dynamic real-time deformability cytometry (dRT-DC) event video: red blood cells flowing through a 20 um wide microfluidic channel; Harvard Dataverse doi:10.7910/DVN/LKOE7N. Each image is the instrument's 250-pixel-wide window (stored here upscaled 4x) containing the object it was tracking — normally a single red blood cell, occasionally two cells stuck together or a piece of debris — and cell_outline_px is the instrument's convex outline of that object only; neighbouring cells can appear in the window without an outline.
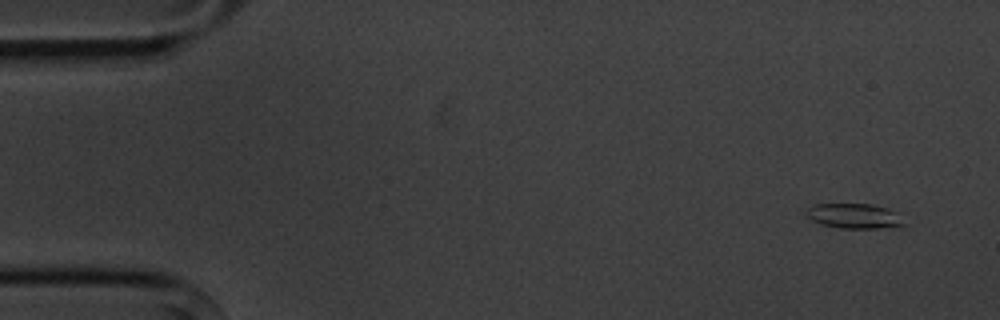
{"species": "common noctule bat (a hibernating species)", "species_latin": "Nyctalus noctula", "temperature_condition": "cold", "stored_images_in_passage": 5, "camera_frame_rate_fps": 3000, "um_per_image_px": 0.085, "animal": {"sex": "male", "body_mass_g": 20.1, "forearm_length_mm": 53.5}, "frame": {"image": 1, "passage_image": 1, "time_ms": 0.0, "image_size_px": [1000, 320], "cell_outline_px": [[904, 224], [876, 228], [840, 228], [820, 224], [812, 220], [804, 212], [812, 204], [872, 204], [896, 212]], "centroid_in_image_um": [72.51, 18.35], "position_along_channel_um": 12.5, "area_um2": 13.87}}